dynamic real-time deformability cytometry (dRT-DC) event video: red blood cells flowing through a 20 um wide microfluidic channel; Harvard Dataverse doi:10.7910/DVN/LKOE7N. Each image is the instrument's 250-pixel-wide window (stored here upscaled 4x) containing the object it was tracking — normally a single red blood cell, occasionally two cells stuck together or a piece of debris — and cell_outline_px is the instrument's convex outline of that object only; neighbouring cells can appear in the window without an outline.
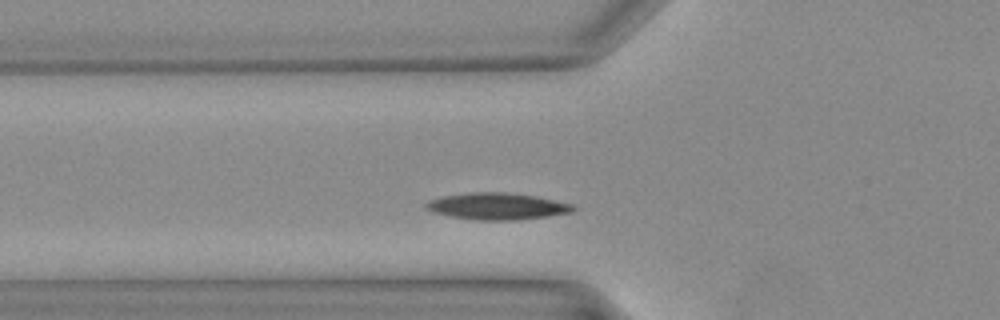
{"species": "Egyptian fruit bat (a non-hibernating species)", "species_latin": "Rousettus aegyptiacus", "temperature_condition": "warm", "stored_images_in_passage": 24, "camera_frame_rate_fps": 3000, "um_per_image_px": 0.085, "animal": {"sex": "female"}, "frame": {"image": 1, "passage_image": 3, "time_ms": 0.667, "image_size_px": [1000, 320], "cell_outline_px": [[576, 208], [572, 212], [548, 216], [516, 220], [476, 220], [452, 216], [432, 212], [424, 208], [424, 204], [428, 200], [444, 196], [468, 192], [504, 192], [536, 196], [572, 204]], "centroid_in_image_um": [42.23, 17.53], "position_along_channel_um": 83.6, "area_um2": 22.89}}
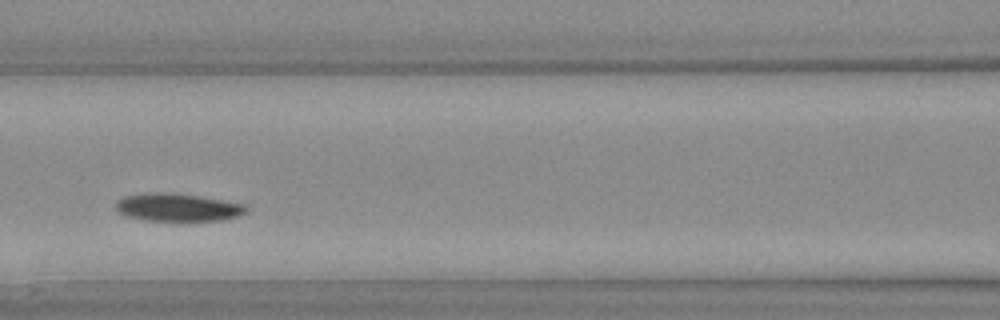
{"frame": {"image": 2, "passage_image": 7, "time_ms": 2.0, "image_size_px": [1000, 320], "cell_outline_px": [[248, 212], [224, 220], [180, 224], [176, 224], [140, 220], [124, 216], [116, 212], [116, 200], [124, 196], [148, 192], [160, 192], [196, 196], [244, 204], [248, 208]], "centroid_in_image_um": [15.04, 17.7], "position_along_channel_um": 151.6, "area_um2": 22.31}}
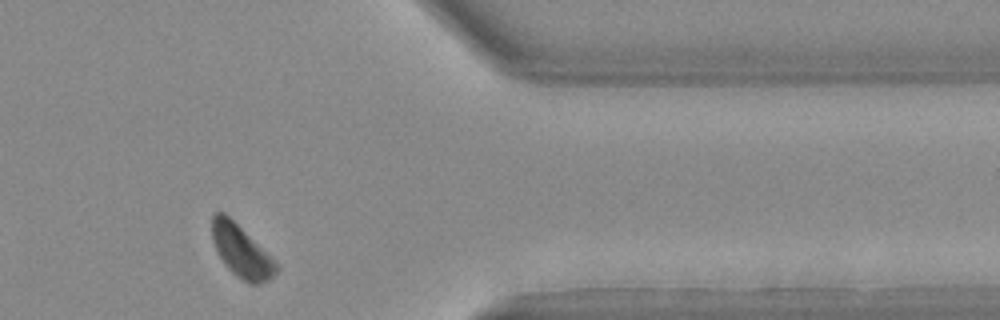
{"frame": {"image": 3, "passage_image": 22, "time_ms": 7.0, "image_size_px": [1000, 320], "cell_outline_px": [[280, 268], [268, 280], [256, 284], [248, 284], [240, 280], [224, 264], [216, 252], [212, 240], [212, 216], [216, 212], [224, 212], [276, 260], [280, 264]], "centroid_in_image_um": [20.52, 21.38], "position_along_channel_um": 390.9, "area_um2": 19.71}}